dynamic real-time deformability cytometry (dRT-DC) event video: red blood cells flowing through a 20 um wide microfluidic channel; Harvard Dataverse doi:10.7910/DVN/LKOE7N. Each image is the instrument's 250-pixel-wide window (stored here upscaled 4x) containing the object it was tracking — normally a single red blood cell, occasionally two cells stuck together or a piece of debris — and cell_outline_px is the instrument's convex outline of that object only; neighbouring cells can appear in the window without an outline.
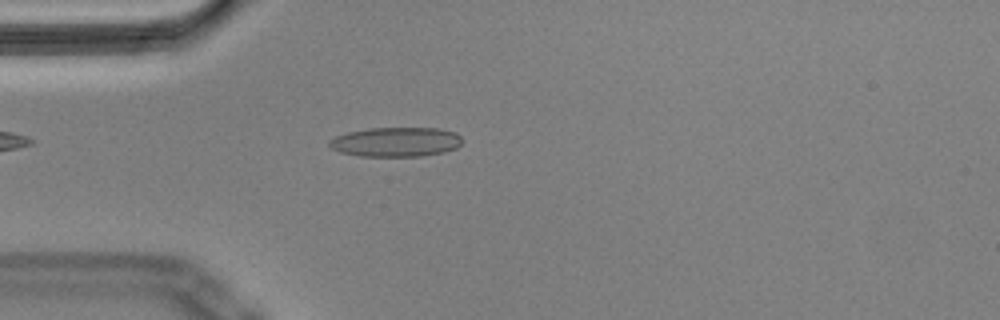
{"species": "Egyptian fruit bat (a non-hibernating species)", "species_latin": "Rousettus aegyptiacus", "temperature_condition": "cold", "stored_images_in_passage": 54, "camera_frame_rate_fps": 3000, "um_per_image_px": 0.085, "animal": {"sex": "male"}, "frame": {"image": 1, "passage_image": 14, "time_ms": 4.333, "image_size_px": [1000, 320], "cell_outline_px": [[460, 144], [456, 148], [444, 152], [420, 156], [360, 156], [340, 152], [332, 148], [328, 144], [328, 140], [336, 136], [348, 132], [368, 128], [436, 128], [456, 132], [460, 136]], "centroid_in_image_um": [33.63, 12.06], "position_along_channel_um": 51.4, "area_um2": 22.77}}
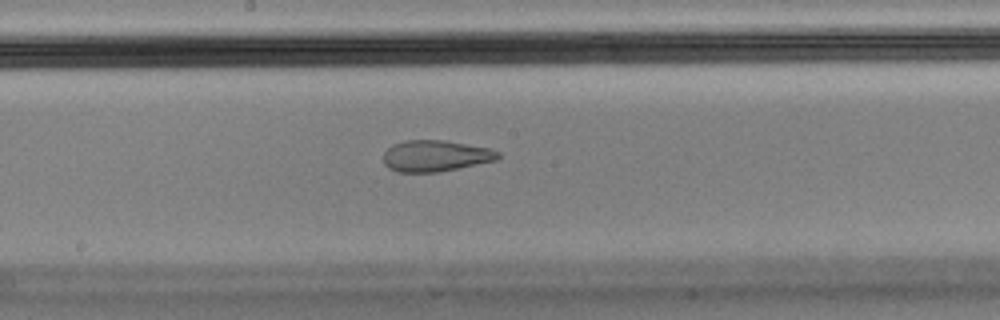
{"frame": {"image": 2, "passage_image": 28, "time_ms": 9.0, "image_size_px": [1000, 320], "cell_outline_px": [[500, 156], [496, 160], [440, 172], [396, 172], [388, 168], [384, 164], [384, 152], [392, 144], [404, 140], [444, 140], [488, 148], [500, 152]], "centroid_in_image_um": [36.98, 13.25], "position_along_channel_um": 211.2, "area_um2": 20.92}}
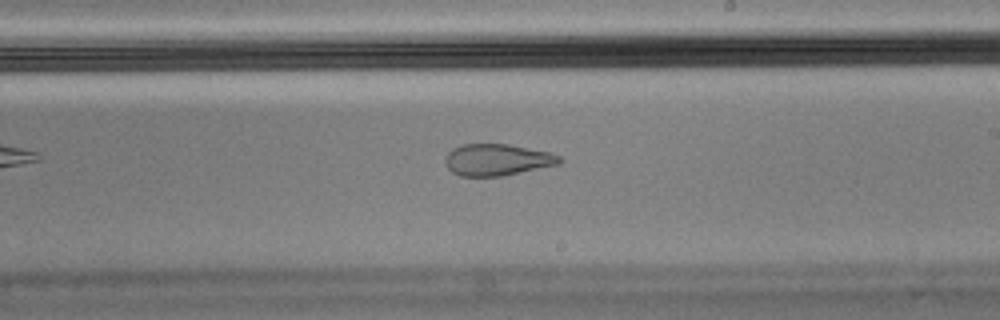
{"frame": {"image": 3, "passage_image": 31, "time_ms": 10.0, "image_size_px": [1000, 320], "cell_outline_px": [[560, 164], [504, 176], [460, 176], [452, 172], [448, 168], [444, 160], [448, 152], [452, 148], [464, 144], [508, 144], [548, 152], [560, 156]], "centroid_in_image_um": [42.23, 13.59], "position_along_channel_um": 246.8, "area_um2": 21.04}, "authors_computed_cell_mechanics": {"area_um2": 21.7906, "velocity_mm_per_s": 3.5763, "shape_relaxation_time_tau1_ms": null, "shape_relaxation_time_tau2_ms": 1.9019, "deformation_change_tau1": null, "deformation_change_tau2": 0.0848}}